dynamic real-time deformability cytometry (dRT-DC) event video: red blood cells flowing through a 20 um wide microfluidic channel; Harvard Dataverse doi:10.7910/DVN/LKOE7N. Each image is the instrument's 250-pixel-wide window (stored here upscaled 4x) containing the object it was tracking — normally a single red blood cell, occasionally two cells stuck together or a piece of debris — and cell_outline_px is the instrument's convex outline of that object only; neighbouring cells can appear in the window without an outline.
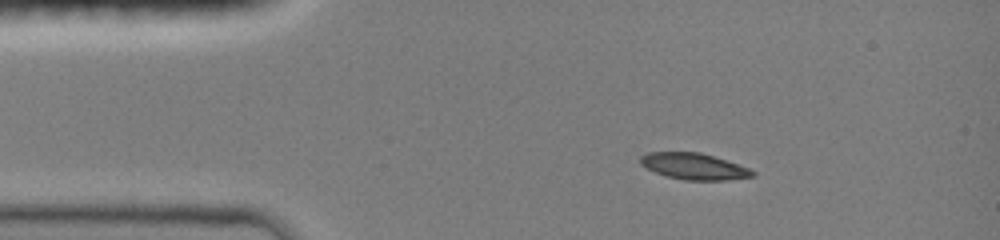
{"species": "common noctule bat (a hibernating species)", "species_latin": "Nyctalus noctula", "temperature_condition": "room temperature", "stored_images_in_passage": 12, "camera_frame_rate_fps": 3000, "um_per_image_px": 0.085, "animal": {"sex": "female", "body_mass_g": 19.0, "forearm_length_mm": 51.5}, "frame": {"image": 1, "passage_image": 1, "time_ms": 0.0, "image_size_px": [1000, 240], "cell_outline_px": [[756, 176], [728, 180], [684, 180], [668, 176], [656, 172], [640, 164], [640, 156], [648, 152], [700, 152], [748, 168], [756, 172]], "centroid_in_image_um": [58.99, 14.14], "position_along_channel_um": 26.0, "area_um2": 16.99}}
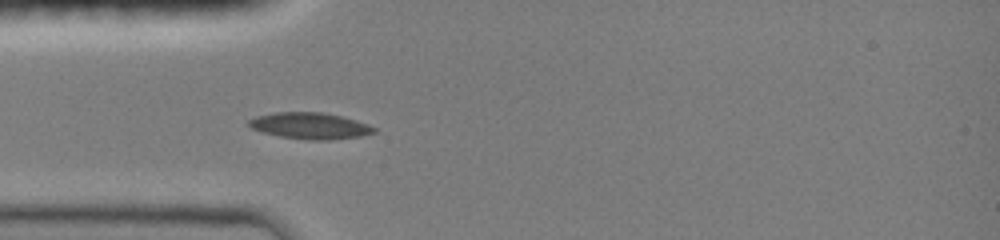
{"frame": {"image": 2, "passage_image": 8, "time_ms": 2.0, "image_size_px": [1000, 240], "cell_outline_px": [[376, 132], [360, 136], [328, 140], [308, 140], [280, 136], [260, 132], [252, 128], [248, 124], [248, 120], [256, 116], [272, 112], [320, 112], [340, 116], [356, 120], [368, 124], [376, 128]], "centroid_in_image_um": [26.33, 10.69], "position_along_channel_um": 58.7, "area_um2": 19.25}}
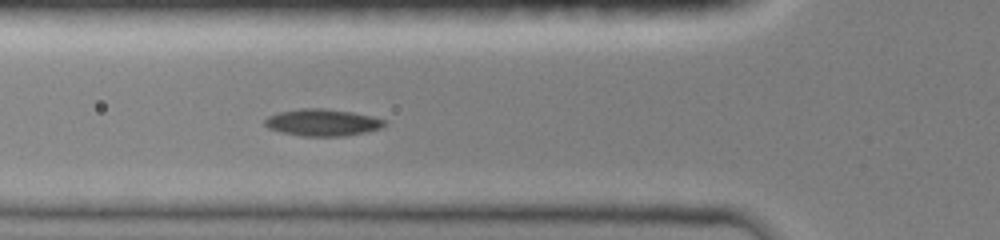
{"frame": {"image": 3, "passage_image": 12, "time_ms": 3.0, "image_size_px": [1000, 240], "cell_outline_px": [[388, 124], [380, 128], [364, 132], [344, 136], [300, 136], [280, 132], [268, 128], [264, 124], [264, 120], [268, 116], [276, 112], [300, 108], [324, 108], [352, 112], [372, 116], [388, 120]], "centroid_in_image_um": [27.4, 10.4], "position_along_channel_um": 98.4, "area_um2": 19.02}}